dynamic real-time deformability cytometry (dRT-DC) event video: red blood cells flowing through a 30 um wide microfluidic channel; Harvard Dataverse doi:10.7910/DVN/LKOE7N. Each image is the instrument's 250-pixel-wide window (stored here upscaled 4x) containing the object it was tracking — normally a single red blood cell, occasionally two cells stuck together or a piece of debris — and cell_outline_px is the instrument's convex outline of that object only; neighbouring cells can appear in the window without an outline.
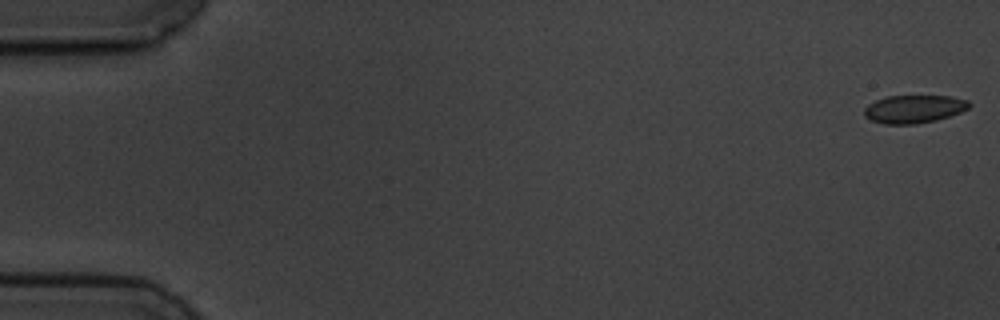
{"species": "common noctule bat (a hibernating species)", "species_latin": "Nyctalus noctula", "temperature_condition": "cold", "stored_images_in_passage": 10, "camera_frame_rate_fps": 3000, "um_per_image_px": 0.085, "animal": {"sex": "male", "body_mass_g": 19.5, "forearm_length_mm": 54.6}, "frame": {"image": 1, "passage_image": 1, "time_ms": 0.0, "image_size_px": [1000, 320], "cell_outline_px": [[972, 104], [968, 108], [960, 112], [936, 120], [916, 124], [884, 124], [872, 120], [864, 116], [864, 108], [868, 104], [876, 100], [888, 96], [952, 96], [968, 100]], "centroid_in_image_um": [77.69, 9.26], "position_along_channel_um": 7.3, "area_um2": 17.11}}
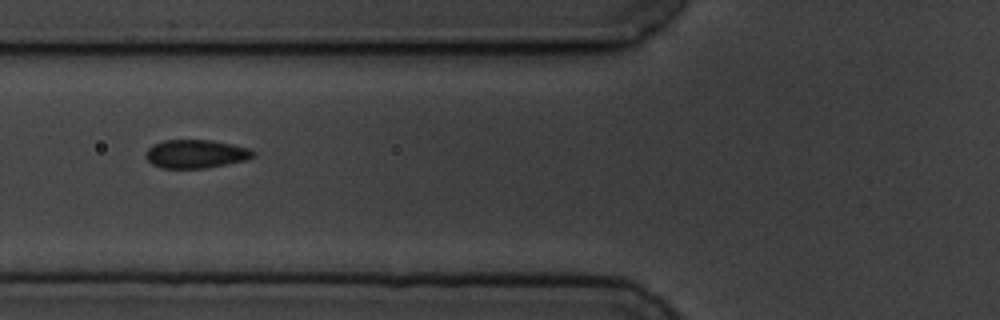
{"frame": {"image": 2, "passage_image": 7, "time_ms": 7.0, "image_size_px": [1000, 320], "cell_outline_px": [[256, 152], [252, 156], [244, 160], [204, 168], [160, 168], [152, 164], [144, 156], [144, 152], [152, 144], [164, 140], [212, 140], [232, 144], [248, 148]], "centroid_in_image_um": [16.57, 13.07], "position_along_channel_um": 109.2, "area_um2": 17.74}}
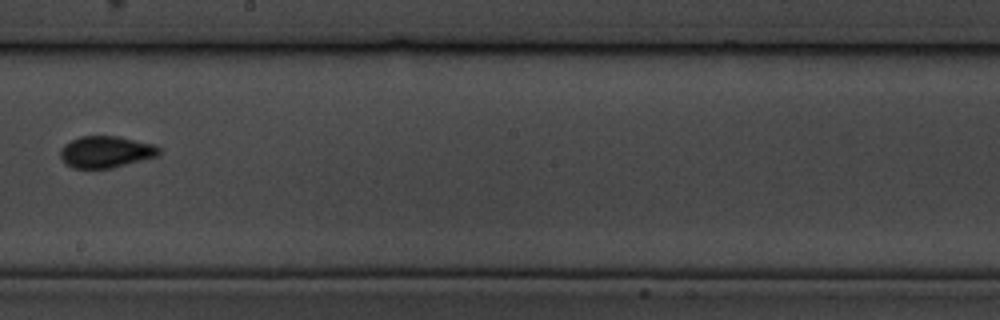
{"frame": {"image": 3, "passage_image": 10, "time_ms": 10.667, "image_size_px": [1000, 320], "cell_outline_px": [[160, 152], [156, 156], [112, 168], [72, 168], [64, 164], [60, 156], [60, 148], [64, 144], [80, 136], [116, 136], [156, 144], [160, 148]], "centroid_in_image_um": [8.97, 12.91], "position_along_channel_um": 239.2, "area_um2": 18.26}}